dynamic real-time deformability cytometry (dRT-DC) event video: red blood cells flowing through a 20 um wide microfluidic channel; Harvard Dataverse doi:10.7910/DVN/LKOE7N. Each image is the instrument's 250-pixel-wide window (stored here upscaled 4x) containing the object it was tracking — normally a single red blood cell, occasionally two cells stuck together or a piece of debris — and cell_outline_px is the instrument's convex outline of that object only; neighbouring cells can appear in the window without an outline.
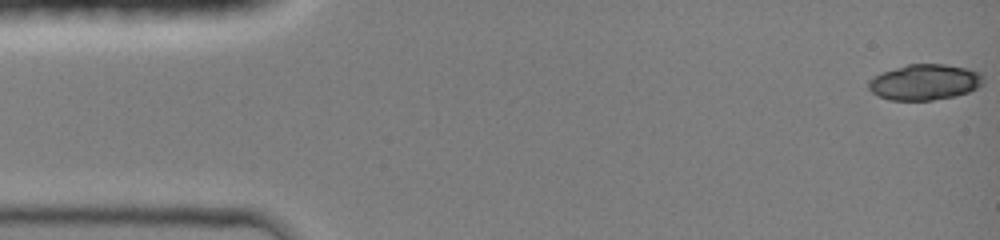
{"species": "common noctule bat (a hibernating species)", "species_latin": "Nyctalus noctula", "temperature_condition": "room temperature", "stored_images_in_passage": 33, "camera_frame_rate_fps": 3000, "um_per_image_px": 0.085, "animal": {"sex": "female", "body_mass_g": 19.0, "forearm_length_mm": 51.5}, "frame": {"image": 1, "passage_image": 1, "time_ms": 0.0, "image_size_px": [1000, 240], "cell_outline_px": [[984, 84], [968, 92], [956, 96], [932, 100], [888, 100], [872, 92], [868, 88], [868, 80], [880, 72], [908, 64], [944, 64], [968, 68], [980, 72], [984, 76]], "centroid_in_image_um": [78.61, 6.97], "position_along_channel_um": 6.4, "area_um2": 24.16}}
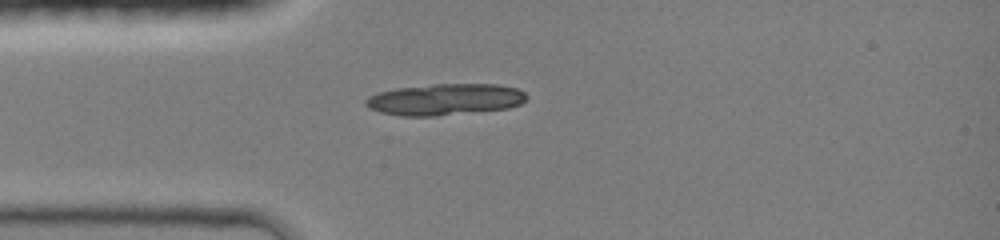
{"frame": {"image": 2, "passage_image": 13, "time_ms": 3.667, "image_size_px": [1000, 240], "cell_outline_px": [[528, 96], [520, 104], [508, 108], [436, 116], [400, 116], [380, 112], [368, 108], [364, 104], [364, 100], [368, 96], [380, 92], [396, 88], [432, 84], [496, 84], [516, 88], [524, 92]], "centroid_in_image_um": [37.78, 8.45], "position_along_channel_um": 47.2, "area_um2": 29.54}}